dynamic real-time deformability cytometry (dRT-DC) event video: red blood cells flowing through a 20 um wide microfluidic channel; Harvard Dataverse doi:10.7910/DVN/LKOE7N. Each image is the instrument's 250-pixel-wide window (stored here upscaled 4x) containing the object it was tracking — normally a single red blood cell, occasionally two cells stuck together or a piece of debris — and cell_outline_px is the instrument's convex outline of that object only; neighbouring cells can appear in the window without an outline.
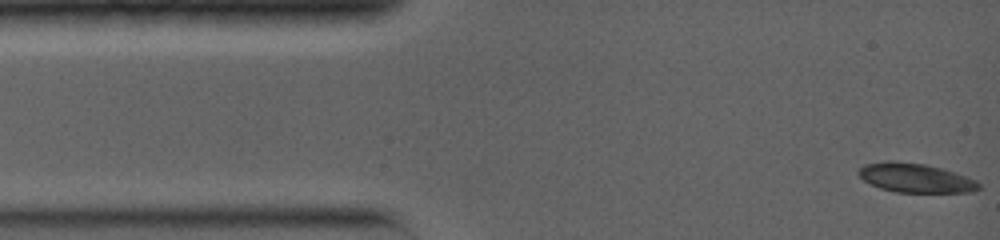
{"species": "common noctule bat (a hibernating species)", "species_latin": "Nyctalus noctula", "temperature_condition": "warm", "stored_images_in_passage": 4, "camera_frame_rate_fps": 5000, "um_per_image_px": 0.085, "animal": {"sex": "female", "body_mass_g": 19.0, "forearm_length_mm": 56.7}, "frame": {"image": 1, "passage_image": 1, "time_ms": 0.0, "image_size_px": [1000, 240], "cell_outline_px": [[980, 188], [968, 192], [896, 192], [880, 188], [864, 180], [856, 172], [864, 164], [884, 160], [892, 160], [924, 164], [940, 168], [976, 180], [980, 184]], "centroid_in_image_um": [77.76, 15.11], "position_along_channel_um": 7.2, "area_um2": 20.23}}